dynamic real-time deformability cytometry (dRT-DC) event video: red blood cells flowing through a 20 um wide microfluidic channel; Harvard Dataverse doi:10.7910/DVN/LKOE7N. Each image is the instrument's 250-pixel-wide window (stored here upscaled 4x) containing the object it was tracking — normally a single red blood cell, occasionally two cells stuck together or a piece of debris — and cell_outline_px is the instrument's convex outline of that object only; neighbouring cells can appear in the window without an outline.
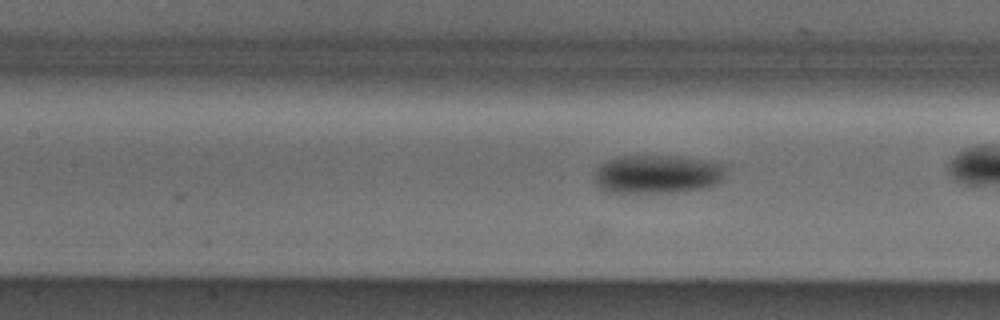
{"species": "Egyptian fruit bat (a non-hibernating species)", "species_latin": "Rousettus aegyptiacus", "temperature_condition": "cold", "stored_images_in_passage": 33, "camera_frame_rate_fps": 3000, "um_per_image_px": 0.085, "animal": {"sex": "male"}, "frame": {"image": 1, "passage_image": 11, "time_ms": 3.333, "image_size_px": [1000, 320], "cell_outline_px": [[724, 176], [716, 184], [704, 188], [676, 192], [608, 192], [600, 188], [592, 180], [596, 168], [600, 164], [616, 156], [680, 156], [724, 164]], "centroid_in_image_um": [55.81, 14.8], "position_along_channel_um": 151.6, "area_um2": 29.59}}